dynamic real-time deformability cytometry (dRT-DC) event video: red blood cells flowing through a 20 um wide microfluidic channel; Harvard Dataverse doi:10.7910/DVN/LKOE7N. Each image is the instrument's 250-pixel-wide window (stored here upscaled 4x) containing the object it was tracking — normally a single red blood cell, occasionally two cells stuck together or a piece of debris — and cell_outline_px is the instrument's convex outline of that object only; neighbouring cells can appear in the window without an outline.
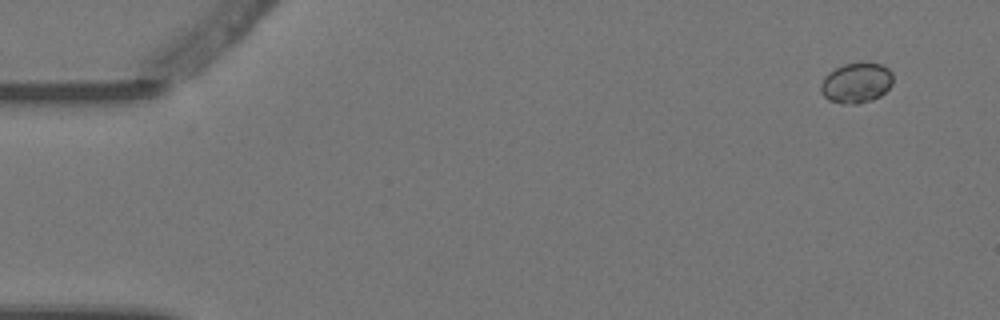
{"species": "Egyptian fruit bat (a non-hibernating species)", "species_latin": "Rousettus aegyptiacus", "temperature_condition": "warm", "stored_images_in_passage": 4, "camera_frame_rate_fps": 3000, "um_per_image_px": 0.085, "animal": {"sex": "female"}, "frame": {"image": 1, "passage_image": 1, "time_ms": 0.0, "image_size_px": [1000, 320], "cell_outline_px": [[892, 84], [880, 96], [872, 100], [856, 104], [840, 104], [828, 100], [820, 92], [820, 84], [824, 76], [828, 72], [844, 64], [868, 60], [884, 64], [892, 72]], "centroid_in_image_um": [72.78, 7.01], "position_along_channel_um": 12.2, "area_um2": 17.51}}
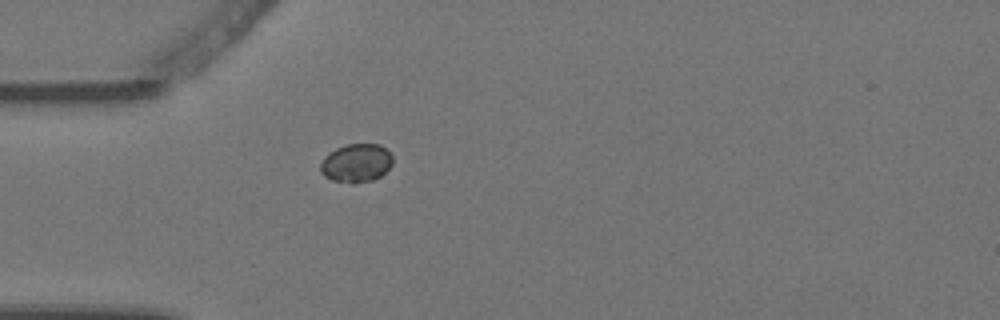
{"frame": {"image": 2, "passage_image": 4, "time_ms": 1.0, "image_size_px": [1000, 320], "cell_outline_px": [[392, 164], [380, 176], [372, 180], [352, 184], [332, 180], [324, 176], [320, 172], [320, 164], [324, 156], [336, 148], [348, 144], [380, 144], [392, 156]], "centroid_in_image_um": [30.25, 13.87], "position_along_channel_um": 54.7, "area_um2": 16.18}}